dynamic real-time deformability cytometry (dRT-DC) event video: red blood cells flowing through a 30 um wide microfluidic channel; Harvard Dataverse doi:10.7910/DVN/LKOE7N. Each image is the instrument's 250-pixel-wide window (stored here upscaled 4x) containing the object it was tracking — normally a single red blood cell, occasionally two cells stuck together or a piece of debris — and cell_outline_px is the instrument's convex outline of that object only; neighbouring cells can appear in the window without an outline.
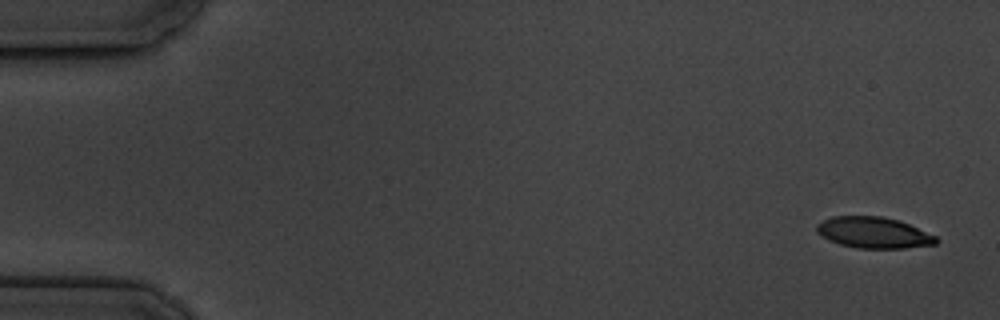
{"species": "common noctule bat (a hibernating species)", "species_latin": "Nyctalus noctula", "temperature_condition": "cold", "stored_images_in_passage": 6, "segment_of_instrument_passage": [1, 2], "camera_frame_rate_fps": 3000, "um_per_image_px": 0.085, "animal": {"sex": "male", "body_mass_g": 19.5, "forearm_length_mm": 54.6}, "frame": {"image": 1, "passage_image": 1, "time_ms": 0.0, "image_size_px": [1000, 320], "cell_outline_px": [[940, 240], [936, 244], [904, 248], [856, 248], [840, 244], [828, 240], [816, 232], [816, 224], [832, 216], [884, 216], [908, 224], [936, 236]], "centroid_in_image_um": [74.24, 19.77], "position_along_channel_um": 10.8, "area_um2": 21.62}}
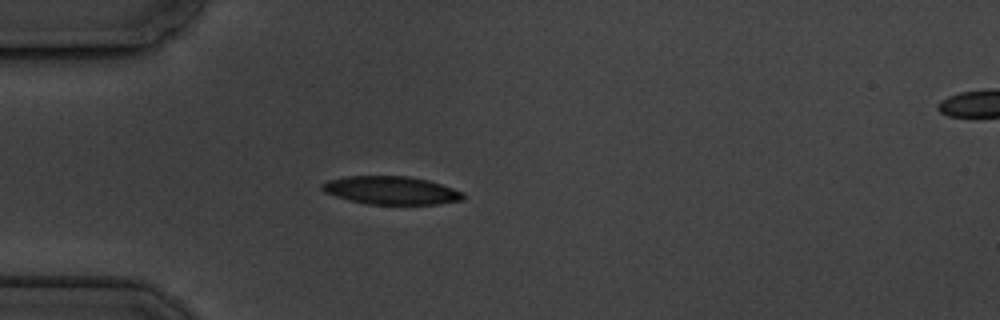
{"frame": {"image": 2, "passage_image": 5, "time_ms": 4.667, "image_size_px": [1000, 320], "cell_outline_px": [[464, 200], [436, 204], [368, 204], [336, 196], [324, 192], [320, 188], [320, 184], [328, 180], [344, 176], [408, 176], [428, 180], [464, 192]], "centroid_in_image_um": [33.24, 16.17], "position_along_channel_um": 51.8, "area_um2": 23.06}}